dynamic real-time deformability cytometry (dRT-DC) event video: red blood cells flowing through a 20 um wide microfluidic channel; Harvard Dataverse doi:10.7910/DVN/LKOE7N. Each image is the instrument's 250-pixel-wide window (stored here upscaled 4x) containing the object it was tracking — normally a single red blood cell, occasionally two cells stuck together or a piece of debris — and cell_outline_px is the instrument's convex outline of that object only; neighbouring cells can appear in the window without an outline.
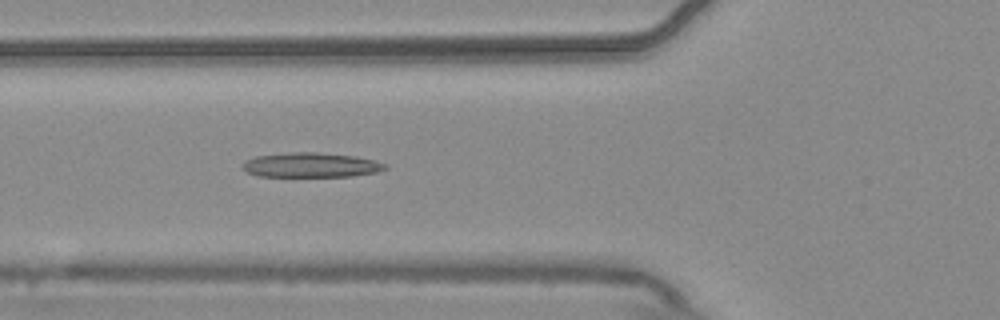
{"species": "common noctule bat (a hibernating species)", "species_latin": "Nyctalus noctula", "temperature_condition": "warm", "stored_images_in_passage": 6, "camera_frame_rate_fps": 3000, "um_per_image_px": 0.085, "animal": {"sex": "male", "body_mass_g": 20.4}, "frame": {"image": 1, "passage_image": 6, "time_ms": 1.667, "image_size_px": [1000, 320], "cell_outline_px": [[388, 168], [376, 172], [352, 176], [260, 176], [248, 172], [240, 168], [240, 164], [256, 156], [292, 152], [316, 152], [356, 156], [388, 164]], "centroid_in_image_um": [26.43, 14.02], "position_along_channel_um": 99.4, "area_um2": 20.4}}